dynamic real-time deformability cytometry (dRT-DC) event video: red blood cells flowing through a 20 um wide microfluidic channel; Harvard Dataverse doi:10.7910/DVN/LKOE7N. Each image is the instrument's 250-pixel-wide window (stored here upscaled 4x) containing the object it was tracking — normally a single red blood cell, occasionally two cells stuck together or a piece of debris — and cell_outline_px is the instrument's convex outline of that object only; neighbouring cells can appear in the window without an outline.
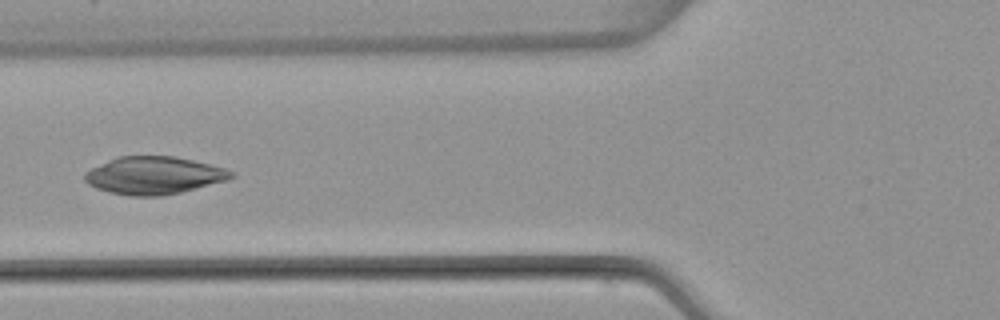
{"species": "common noctule bat (a hibernating species)", "species_latin": "Nyctalus noctula", "temperature_condition": "warm", "stored_images_in_passage": 7, "camera_frame_rate_fps": 3000, "um_per_image_px": 0.085, "animal": {"sex": "female", "body_mass_g": 22.7, "forearm_length_mm": 54.2}, "frame": {"image": 1, "passage_image": 6, "time_ms": 6.333, "image_size_px": [1000, 320], "cell_outline_px": [[236, 176], [228, 180], [180, 192], [160, 196], [132, 196], [108, 192], [96, 188], [88, 184], [84, 180], [84, 172], [108, 160], [120, 156], [172, 156], [192, 160], [224, 168], [236, 172]], "centroid_in_image_um": [13.08, 14.91], "position_along_channel_um": 112.7, "area_um2": 32.02}}
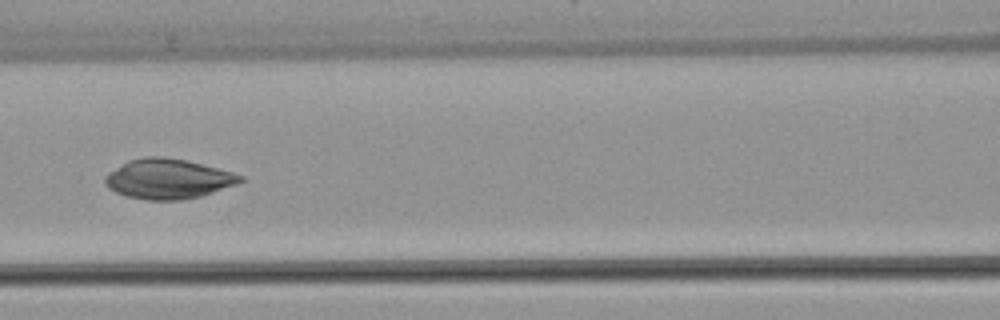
{"frame": {"image": 2, "passage_image": 7, "time_ms": 7.333, "image_size_px": [1000, 320], "cell_outline_px": [[244, 180], [236, 184], [200, 196], [184, 200], [148, 200], [128, 196], [116, 192], [108, 188], [104, 184], [104, 176], [108, 172], [128, 160], [144, 156], [160, 156], [188, 160], [232, 172], [244, 176]], "centroid_in_image_um": [14.26, 15.19], "position_along_channel_um": 152.3, "area_um2": 31.5}}